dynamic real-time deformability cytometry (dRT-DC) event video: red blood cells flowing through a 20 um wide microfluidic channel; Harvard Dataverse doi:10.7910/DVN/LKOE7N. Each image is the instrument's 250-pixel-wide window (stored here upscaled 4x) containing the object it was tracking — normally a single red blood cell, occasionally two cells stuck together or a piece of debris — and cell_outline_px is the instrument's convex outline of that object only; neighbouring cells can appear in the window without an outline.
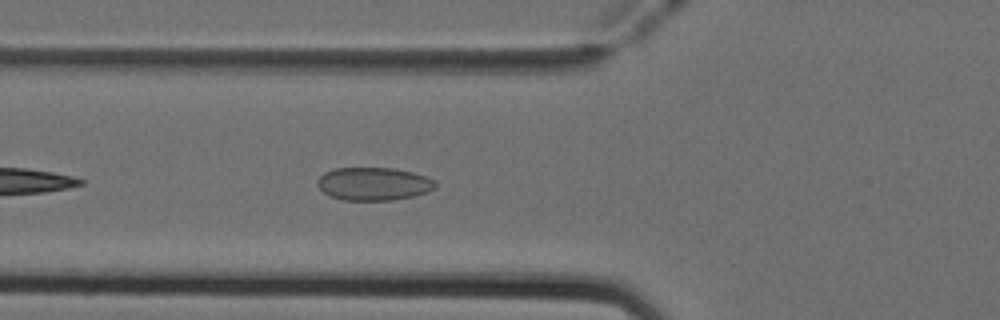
{"species": "Egyptian fruit bat (a non-hibernating species)", "species_latin": "Rousettus aegyptiacus", "temperature_condition": "cold", "stored_images_in_passage": 14, "camera_frame_rate_fps": 3000, "um_per_image_px": 0.085, "animal": {"sex": "female"}, "frame": {"image": 1, "passage_image": 5, "time_ms": 1.333, "image_size_px": [1000, 320], "cell_outline_px": [[436, 188], [428, 192], [416, 196], [392, 200], [340, 200], [324, 192], [316, 184], [316, 180], [324, 172], [336, 168], [392, 168], [412, 172], [436, 180]], "centroid_in_image_um": [31.77, 15.63], "position_along_channel_um": 94.0, "area_um2": 22.83}}
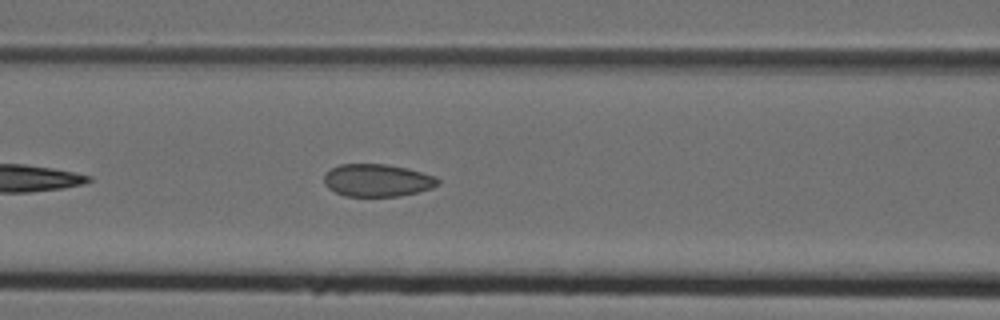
{"frame": {"image": 2, "passage_image": 8, "time_ms": 2.333, "image_size_px": [1000, 320], "cell_outline_px": [[440, 184], [432, 188], [400, 196], [344, 196], [328, 188], [324, 184], [324, 176], [332, 168], [340, 164], [384, 164], [408, 168], [436, 176], [440, 180]], "centroid_in_image_um": [32.09, 15.33], "position_along_channel_um": 134.5, "area_um2": 21.62}}
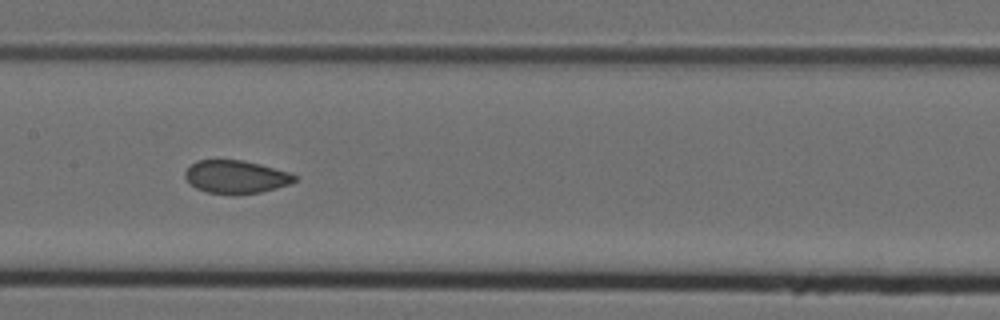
{"frame": {"image": 3, "passage_image": 12, "time_ms": 3.667, "image_size_px": [1000, 320], "cell_outline_px": [[296, 180], [288, 184], [276, 188], [260, 192], [236, 196], [208, 192], [196, 188], [184, 176], [184, 172], [196, 160], [240, 160], [260, 164], [288, 172], [296, 176]], "centroid_in_image_um": [20.04, 15.05], "position_along_channel_um": 187.4, "area_um2": 21.04}}